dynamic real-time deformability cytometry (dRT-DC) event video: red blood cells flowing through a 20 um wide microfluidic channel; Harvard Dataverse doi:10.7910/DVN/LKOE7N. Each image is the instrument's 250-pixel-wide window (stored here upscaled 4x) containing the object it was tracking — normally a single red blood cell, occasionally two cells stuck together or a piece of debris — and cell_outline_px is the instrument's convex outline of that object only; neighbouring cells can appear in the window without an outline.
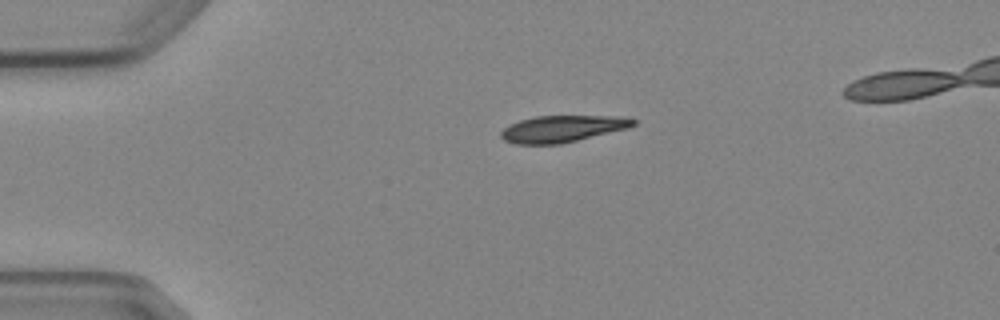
{"species": "Egyptian fruit bat (a non-hibernating species)", "species_latin": "Rousettus aegyptiacus", "temperature_condition": "cold", "stored_images_in_passage": 2, "camera_frame_rate_fps": 3000, "um_per_image_px": 0.085, "animal": {"sex": "female"}, "frame": {"image": 1, "passage_image": 1, "time_ms": 0.0, "image_size_px": [1000, 320], "cell_outline_px": [[636, 124], [628, 128], [560, 144], [516, 144], [504, 140], [500, 136], [500, 132], [504, 128], [520, 120], [536, 116], [624, 116], [636, 120]], "centroid_in_image_um": [47.81, 10.94], "position_along_channel_um": 37.2, "area_um2": 20.46}}